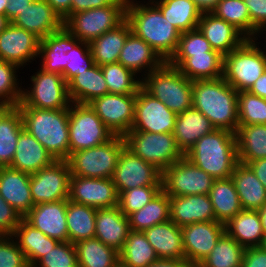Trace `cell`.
<instances>
[{"label": "cell", "instance_id": "obj_3", "mask_svg": "<svg viewBox=\"0 0 266 267\" xmlns=\"http://www.w3.org/2000/svg\"><path fill=\"white\" fill-rule=\"evenodd\" d=\"M24 129L34 136L55 160H67L69 146V108L48 110L18 107Z\"/></svg>", "mask_w": 266, "mask_h": 267}, {"label": "cell", "instance_id": "obj_28", "mask_svg": "<svg viewBox=\"0 0 266 267\" xmlns=\"http://www.w3.org/2000/svg\"><path fill=\"white\" fill-rule=\"evenodd\" d=\"M159 259L185 260L181 227L168 220L144 231Z\"/></svg>", "mask_w": 266, "mask_h": 267}, {"label": "cell", "instance_id": "obj_17", "mask_svg": "<svg viewBox=\"0 0 266 267\" xmlns=\"http://www.w3.org/2000/svg\"><path fill=\"white\" fill-rule=\"evenodd\" d=\"M69 200L96 209L118 206L112 178L70 177Z\"/></svg>", "mask_w": 266, "mask_h": 267}, {"label": "cell", "instance_id": "obj_51", "mask_svg": "<svg viewBox=\"0 0 266 267\" xmlns=\"http://www.w3.org/2000/svg\"><path fill=\"white\" fill-rule=\"evenodd\" d=\"M32 267H79L75 244L59 242Z\"/></svg>", "mask_w": 266, "mask_h": 267}, {"label": "cell", "instance_id": "obj_6", "mask_svg": "<svg viewBox=\"0 0 266 267\" xmlns=\"http://www.w3.org/2000/svg\"><path fill=\"white\" fill-rule=\"evenodd\" d=\"M260 42L246 39L223 56V78L237 91H248L266 70V53Z\"/></svg>", "mask_w": 266, "mask_h": 267}, {"label": "cell", "instance_id": "obj_58", "mask_svg": "<svg viewBox=\"0 0 266 267\" xmlns=\"http://www.w3.org/2000/svg\"><path fill=\"white\" fill-rule=\"evenodd\" d=\"M115 0H72L71 15L93 8L111 5Z\"/></svg>", "mask_w": 266, "mask_h": 267}, {"label": "cell", "instance_id": "obj_47", "mask_svg": "<svg viewBox=\"0 0 266 267\" xmlns=\"http://www.w3.org/2000/svg\"><path fill=\"white\" fill-rule=\"evenodd\" d=\"M101 69L110 94H136L141 87L140 76L121 63L104 64Z\"/></svg>", "mask_w": 266, "mask_h": 267}, {"label": "cell", "instance_id": "obj_44", "mask_svg": "<svg viewBox=\"0 0 266 267\" xmlns=\"http://www.w3.org/2000/svg\"><path fill=\"white\" fill-rule=\"evenodd\" d=\"M119 258L120 267H147L159 259L144 232L133 230L129 231Z\"/></svg>", "mask_w": 266, "mask_h": 267}, {"label": "cell", "instance_id": "obj_46", "mask_svg": "<svg viewBox=\"0 0 266 267\" xmlns=\"http://www.w3.org/2000/svg\"><path fill=\"white\" fill-rule=\"evenodd\" d=\"M239 30L247 39H255L258 30L252 25L243 0H220L211 12Z\"/></svg>", "mask_w": 266, "mask_h": 267}, {"label": "cell", "instance_id": "obj_43", "mask_svg": "<svg viewBox=\"0 0 266 267\" xmlns=\"http://www.w3.org/2000/svg\"><path fill=\"white\" fill-rule=\"evenodd\" d=\"M128 218L130 230L140 232L170 220L169 196L161 189L149 203L130 214Z\"/></svg>", "mask_w": 266, "mask_h": 267}, {"label": "cell", "instance_id": "obj_9", "mask_svg": "<svg viewBox=\"0 0 266 267\" xmlns=\"http://www.w3.org/2000/svg\"><path fill=\"white\" fill-rule=\"evenodd\" d=\"M126 147L161 172L185 155L173 133L129 131L124 136Z\"/></svg>", "mask_w": 266, "mask_h": 267}, {"label": "cell", "instance_id": "obj_22", "mask_svg": "<svg viewBox=\"0 0 266 267\" xmlns=\"http://www.w3.org/2000/svg\"><path fill=\"white\" fill-rule=\"evenodd\" d=\"M80 41L64 26L40 41L38 58L41 59V69L45 72L61 74L67 62V52L71 51Z\"/></svg>", "mask_w": 266, "mask_h": 267}, {"label": "cell", "instance_id": "obj_42", "mask_svg": "<svg viewBox=\"0 0 266 267\" xmlns=\"http://www.w3.org/2000/svg\"><path fill=\"white\" fill-rule=\"evenodd\" d=\"M96 212V208L67 200L66 223L69 242L75 244L95 237Z\"/></svg>", "mask_w": 266, "mask_h": 267}, {"label": "cell", "instance_id": "obj_61", "mask_svg": "<svg viewBox=\"0 0 266 267\" xmlns=\"http://www.w3.org/2000/svg\"><path fill=\"white\" fill-rule=\"evenodd\" d=\"M247 165L266 189V158L251 161Z\"/></svg>", "mask_w": 266, "mask_h": 267}, {"label": "cell", "instance_id": "obj_20", "mask_svg": "<svg viewBox=\"0 0 266 267\" xmlns=\"http://www.w3.org/2000/svg\"><path fill=\"white\" fill-rule=\"evenodd\" d=\"M66 212L67 200H60L37 204L23 218L46 236L67 242L69 235Z\"/></svg>", "mask_w": 266, "mask_h": 267}, {"label": "cell", "instance_id": "obj_48", "mask_svg": "<svg viewBox=\"0 0 266 267\" xmlns=\"http://www.w3.org/2000/svg\"><path fill=\"white\" fill-rule=\"evenodd\" d=\"M239 125L266 124V99L249 91L238 92Z\"/></svg>", "mask_w": 266, "mask_h": 267}, {"label": "cell", "instance_id": "obj_1", "mask_svg": "<svg viewBox=\"0 0 266 267\" xmlns=\"http://www.w3.org/2000/svg\"><path fill=\"white\" fill-rule=\"evenodd\" d=\"M141 2H127L126 21L134 35L143 39L165 62H168L178 48L181 33L166 20L153 3Z\"/></svg>", "mask_w": 266, "mask_h": 267}, {"label": "cell", "instance_id": "obj_10", "mask_svg": "<svg viewBox=\"0 0 266 267\" xmlns=\"http://www.w3.org/2000/svg\"><path fill=\"white\" fill-rule=\"evenodd\" d=\"M30 77L32 85L27 89L23 88L17 107L48 110L70 107L72 102L68 94V85L61 74L45 72L39 68Z\"/></svg>", "mask_w": 266, "mask_h": 267}, {"label": "cell", "instance_id": "obj_4", "mask_svg": "<svg viewBox=\"0 0 266 267\" xmlns=\"http://www.w3.org/2000/svg\"><path fill=\"white\" fill-rule=\"evenodd\" d=\"M185 157L214 179L229 178L239 163L236 134L215 129L202 136Z\"/></svg>", "mask_w": 266, "mask_h": 267}, {"label": "cell", "instance_id": "obj_70", "mask_svg": "<svg viewBox=\"0 0 266 267\" xmlns=\"http://www.w3.org/2000/svg\"><path fill=\"white\" fill-rule=\"evenodd\" d=\"M262 247L266 250V236L264 237V241H263Z\"/></svg>", "mask_w": 266, "mask_h": 267}, {"label": "cell", "instance_id": "obj_55", "mask_svg": "<svg viewBox=\"0 0 266 267\" xmlns=\"http://www.w3.org/2000/svg\"><path fill=\"white\" fill-rule=\"evenodd\" d=\"M22 216L0 196V235L12 236Z\"/></svg>", "mask_w": 266, "mask_h": 267}, {"label": "cell", "instance_id": "obj_59", "mask_svg": "<svg viewBox=\"0 0 266 267\" xmlns=\"http://www.w3.org/2000/svg\"><path fill=\"white\" fill-rule=\"evenodd\" d=\"M33 1L34 0H8L9 3L6 7V18L11 22Z\"/></svg>", "mask_w": 266, "mask_h": 267}, {"label": "cell", "instance_id": "obj_34", "mask_svg": "<svg viewBox=\"0 0 266 267\" xmlns=\"http://www.w3.org/2000/svg\"><path fill=\"white\" fill-rule=\"evenodd\" d=\"M225 232L244 248L261 247L265 234L258 211L238 212L225 224Z\"/></svg>", "mask_w": 266, "mask_h": 267}, {"label": "cell", "instance_id": "obj_31", "mask_svg": "<svg viewBox=\"0 0 266 267\" xmlns=\"http://www.w3.org/2000/svg\"><path fill=\"white\" fill-rule=\"evenodd\" d=\"M215 129L204 114L191 107L177 115L173 136L185 155L202 136Z\"/></svg>", "mask_w": 266, "mask_h": 267}, {"label": "cell", "instance_id": "obj_50", "mask_svg": "<svg viewBox=\"0 0 266 267\" xmlns=\"http://www.w3.org/2000/svg\"><path fill=\"white\" fill-rule=\"evenodd\" d=\"M161 189V186H143L119 193L118 208L128 217L149 203Z\"/></svg>", "mask_w": 266, "mask_h": 267}, {"label": "cell", "instance_id": "obj_26", "mask_svg": "<svg viewBox=\"0 0 266 267\" xmlns=\"http://www.w3.org/2000/svg\"><path fill=\"white\" fill-rule=\"evenodd\" d=\"M118 63L132 70L136 75L141 73L145 76L160 68L165 61L143 39L131 32L119 54Z\"/></svg>", "mask_w": 266, "mask_h": 267}, {"label": "cell", "instance_id": "obj_23", "mask_svg": "<svg viewBox=\"0 0 266 267\" xmlns=\"http://www.w3.org/2000/svg\"><path fill=\"white\" fill-rule=\"evenodd\" d=\"M170 220L178 227L197 222L215 221L208 194L169 196Z\"/></svg>", "mask_w": 266, "mask_h": 267}, {"label": "cell", "instance_id": "obj_49", "mask_svg": "<svg viewBox=\"0 0 266 267\" xmlns=\"http://www.w3.org/2000/svg\"><path fill=\"white\" fill-rule=\"evenodd\" d=\"M20 67L0 60V100L9 107L17 106L22 97V86L19 87L18 74ZM18 70V71H17Z\"/></svg>", "mask_w": 266, "mask_h": 267}, {"label": "cell", "instance_id": "obj_29", "mask_svg": "<svg viewBox=\"0 0 266 267\" xmlns=\"http://www.w3.org/2000/svg\"><path fill=\"white\" fill-rule=\"evenodd\" d=\"M168 63L192 81L223 77V55L218 51L191 57H171Z\"/></svg>", "mask_w": 266, "mask_h": 267}, {"label": "cell", "instance_id": "obj_64", "mask_svg": "<svg viewBox=\"0 0 266 267\" xmlns=\"http://www.w3.org/2000/svg\"><path fill=\"white\" fill-rule=\"evenodd\" d=\"M201 13H211L220 0H192Z\"/></svg>", "mask_w": 266, "mask_h": 267}, {"label": "cell", "instance_id": "obj_8", "mask_svg": "<svg viewBox=\"0 0 266 267\" xmlns=\"http://www.w3.org/2000/svg\"><path fill=\"white\" fill-rule=\"evenodd\" d=\"M125 146L124 137L114 136L102 145L71 153L67 158L71 176L112 178Z\"/></svg>", "mask_w": 266, "mask_h": 267}, {"label": "cell", "instance_id": "obj_62", "mask_svg": "<svg viewBox=\"0 0 266 267\" xmlns=\"http://www.w3.org/2000/svg\"><path fill=\"white\" fill-rule=\"evenodd\" d=\"M250 93L260 96L266 99V70L265 72L254 82V84L248 90Z\"/></svg>", "mask_w": 266, "mask_h": 267}, {"label": "cell", "instance_id": "obj_37", "mask_svg": "<svg viewBox=\"0 0 266 267\" xmlns=\"http://www.w3.org/2000/svg\"><path fill=\"white\" fill-rule=\"evenodd\" d=\"M209 198L213 206L215 221L226 224L242 210L238 193L231 179H215Z\"/></svg>", "mask_w": 266, "mask_h": 267}, {"label": "cell", "instance_id": "obj_71", "mask_svg": "<svg viewBox=\"0 0 266 267\" xmlns=\"http://www.w3.org/2000/svg\"><path fill=\"white\" fill-rule=\"evenodd\" d=\"M155 1H160V0H148V3H153Z\"/></svg>", "mask_w": 266, "mask_h": 267}, {"label": "cell", "instance_id": "obj_38", "mask_svg": "<svg viewBox=\"0 0 266 267\" xmlns=\"http://www.w3.org/2000/svg\"><path fill=\"white\" fill-rule=\"evenodd\" d=\"M236 139L239 163L266 158V124L238 125Z\"/></svg>", "mask_w": 266, "mask_h": 267}, {"label": "cell", "instance_id": "obj_5", "mask_svg": "<svg viewBox=\"0 0 266 267\" xmlns=\"http://www.w3.org/2000/svg\"><path fill=\"white\" fill-rule=\"evenodd\" d=\"M141 87L176 115L193 107L192 80L168 62L145 76L141 75Z\"/></svg>", "mask_w": 266, "mask_h": 267}, {"label": "cell", "instance_id": "obj_66", "mask_svg": "<svg viewBox=\"0 0 266 267\" xmlns=\"http://www.w3.org/2000/svg\"><path fill=\"white\" fill-rule=\"evenodd\" d=\"M9 20L6 18L5 15L0 14V33L8 26Z\"/></svg>", "mask_w": 266, "mask_h": 267}, {"label": "cell", "instance_id": "obj_63", "mask_svg": "<svg viewBox=\"0 0 266 267\" xmlns=\"http://www.w3.org/2000/svg\"><path fill=\"white\" fill-rule=\"evenodd\" d=\"M147 267H192L186 260L158 259Z\"/></svg>", "mask_w": 266, "mask_h": 267}, {"label": "cell", "instance_id": "obj_36", "mask_svg": "<svg viewBox=\"0 0 266 267\" xmlns=\"http://www.w3.org/2000/svg\"><path fill=\"white\" fill-rule=\"evenodd\" d=\"M131 33L129 23L125 20L116 29L110 30L89 43L94 63H117L119 54L124 46L127 36Z\"/></svg>", "mask_w": 266, "mask_h": 267}, {"label": "cell", "instance_id": "obj_67", "mask_svg": "<svg viewBox=\"0 0 266 267\" xmlns=\"http://www.w3.org/2000/svg\"><path fill=\"white\" fill-rule=\"evenodd\" d=\"M8 0H0V14L6 16V7L8 6Z\"/></svg>", "mask_w": 266, "mask_h": 267}, {"label": "cell", "instance_id": "obj_25", "mask_svg": "<svg viewBox=\"0 0 266 267\" xmlns=\"http://www.w3.org/2000/svg\"><path fill=\"white\" fill-rule=\"evenodd\" d=\"M198 29L212 48L223 56L238 48L247 39L233 25L213 13H202Z\"/></svg>", "mask_w": 266, "mask_h": 267}, {"label": "cell", "instance_id": "obj_16", "mask_svg": "<svg viewBox=\"0 0 266 267\" xmlns=\"http://www.w3.org/2000/svg\"><path fill=\"white\" fill-rule=\"evenodd\" d=\"M177 115L140 87L136 93L135 117L130 131L173 133Z\"/></svg>", "mask_w": 266, "mask_h": 267}, {"label": "cell", "instance_id": "obj_52", "mask_svg": "<svg viewBox=\"0 0 266 267\" xmlns=\"http://www.w3.org/2000/svg\"><path fill=\"white\" fill-rule=\"evenodd\" d=\"M67 64L64 68V79L68 82L77 72L91 68L95 63L89 43L80 41L71 51L67 52Z\"/></svg>", "mask_w": 266, "mask_h": 267}, {"label": "cell", "instance_id": "obj_53", "mask_svg": "<svg viewBox=\"0 0 266 267\" xmlns=\"http://www.w3.org/2000/svg\"><path fill=\"white\" fill-rule=\"evenodd\" d=\"M216 51L201 31L195 30L181 33L178 48L172 57H191L192 55L205 54V52Z\"/></svg>", "mask_w": 266, "mask_h": 267}, {"label": "cell", "instance_id": "obj_54", "mask_svg": "<svg viewBox=\"0 0 266 267\" xmlns=\"http://www.w3.org/2000/svg\"><path fill=\"white\" fill-rule=\"evenodd\" d=\"M0 267H30L25 254L12 236L0 238Z\"/></svg>", "mask_w": 266, "mask_h": 267}, {"label": "cell", "instance_id": "obj_21", "mask_svg": "<svg viewBox=\"0 0 266 267\" xmlns=\"http://www.w3.org/2000/svg\"><path fill=\"white\" fill-rule=\"evenodd\" d=\"M11 23L40 40L63 27V20L46 0H34Z\"/></svg>", "mask_w": 266, "mask_h": 267}, {"label": "cell", "instance_id": "obj_33", "mask_svg": "<svg viewBox=\"0 0 266 267\" xmlns=\"http://www.w3.org/2000/svg\"><path fill=\"white\" fill-rule=\"evenodd\" d=\"M231 179L242 209L258 211L266 204V189L248 165L238 163Z\"/></svg>", "mask_w": 266, "mask_h": 267}, {"label": "cell", "instance_id": "obj_14", "mask_svg": "<svg viewBox=\"0 0 266 267\" xmlns=\"http://www.w3.org/2000/svg\"><path fill=\"white\" fill-rule=\"evenodd\" d=\"M114 136H124L132 128L136 94H105L89 103Z\"/></svg>", "mask_w": 266, "mask_h": 267}, {"label": "cell", "instance_id": "obj_15", "mask_svg": "<svg viewBox=\"0 0 266 267\" xmlns=\"http://www.w3.org/2000/svg\"><path fill=\"white\" fill-rule=\"evenodd\" d=\"M112 180L119 194L135 187L161 186V171L125 146Z\"/></svg>", "mask_w": 266, "mask_h": 267}, {"label": "cell", "instance_id": "obj_45", "mask_svg": "<svg viewBox=\"0 0 266 267\" xmlns=\"http://www.w3.org/2000/svg\"><path fill=\"white\" fill-rule=\"evenodd\" d=\"M245 248L224 232L215 247L198 267H239L242 266Z\"/></svg>", "mask_w": 266, "mask_h": 267}, {"label": "cell", "instance_id": "obj_7", "mask_svg": "<svg viewBox=\"0 0 266 267\" xmlns=\"http://www.w3.org/2000/svg\"><path fill=\"white\" fill-rule=\"evenodd\" d=\"M125 0L68 16L63 26L79 41L90 43L107 31L116 29L126 20Z\"/></svg>", "mask_w": 266, "mask_h": 267}, {"label": "cell", "instance_id": "obj_18", "mask_svg": "<svg viewBox=\"0 0 266 267\" xmlns=\"http://www.w3.org/2000/svg\"><path fill=\"white\" fill-rule=\"evenodd\" d=\"M181 230L185 260L198 266L225 232V225L217 221L197 222L183 226Z\"/></svg>", "mask_w": 266, "mask_h": 267}, {"label": "cell", "instance_id": "obj_2", "mask_svg": "<svg viewBox=\"0 0 266 267\" xmlns=\"http://www.w3.org/2000/svg\"><path fill=\"white\" fill-rule=\"evenodd\" d=\"M193 107L216 129L236 134L239 125L238 92L223 78L194 80Z\"/></svg>", "mask_w": 266, "mask_h": 267}, {"label": "cell", "instance_id": "obj_32", "mask_svg": "<svg viewBox=\"0 0 266 267\" xmlns=\"http://www.w3.org/2000/svg\"><path fill=\"white\" fill-rule=\"evenodd\" d=\"M68 94L71 102L89 104L94 99L109 94L101 66L94 64L91 68L77 72L68 82Z\"/></svg>", "mask_w": 266, "mask_h": 267}, {"label": "cell", "instance_id": "obj_40", "mask_svg": "<svg viewBox=\"0 0 266 267\" xmlns=\"http://www.w3.org/2000/svg\"><path fill=\"white\" fill-rule=\"evenodd\" d=\"M153 4L180 33L198 28L202 13L192 0H160Z\"/></svg>", "mask_w": 266, "mask_h": 267}, {"label": "cell", "instance_id": "obj_39", "mask_svg": "<svg viewBox=\"0 0 266 267\" xmlns=\"http://www.w3.org/2000/svg\"><path fill=\"white\" fill-rule=\"evenodd\" d=\"M24 130L17 106L8 107L0 116V167L11 165L20 133Z\"/></svg>", "mask_w": 266, "mask_h": 267}, {"label": "cell", "instance_id": "obj_24", "mask_svg": "<svg viewBox=\"0 0 266 267\" xmlns=\"http://www.w3.org/2000/svg\"><path fill=\"white\" fill-rule=\"evenodd\" d=\"M0 196L23 218L34 206L30 174L9 166L0 167Z\"/></svg>", "mask_w": 266, "mask_h": 267}, {"label": "cell", "instance_id": "obj_19", "mask_svg": "<svg viewBox=\"0 0 266 267\" xmlns=\"http://www.w3.org/2000/svg\"><path fill=\"white\" fill-rule=\"evenodd\" d=\"M40 41L34 34L10 22L0 33V60L25 67L38 59Z\"/></svg>", "mask_w": 266, "mask_h": 267}, {"label": "cell", "instance_id": "obj_65", "mask_svg": "<svg viewBox=\"0 0 266 267\" xmlns=\"http://www.w3.org/2000/svg\"><path fill=\"white\" fill-rule=\"evenodd\" d=\"M258 212L261 218L262 229L266 236V204L261 209H259Z\"/></svg>", "mask_w": 266, "mask_h": 267}, {"label": "cell", "instance_id": "obj_30", "mask_svg": "<svg viewBox=\"0 0 266 267\" xmlns=\"http://www.w3.org/2000/svg\"><path fill=\"white\" fill-rule=\"evenodd\" d=\"M54 161L45 147L24 129L17 140L15 156L9 167L33 174Z\"/></svg>", "mask_w": 266, "mask_h": 267}, {"label": "cell", "instance_id": "obj_68", "mask_svg": "<svg viewBox=\"0 0 266 267\" xmlns=\"http://www.w3.org/2000/svg\"><path fill=\"white\" fill-rule=\"evenodd\" d=\"M264 31H266V26L263 27V28H261V29L258 31L257 36H256V38H255L256 41L258 40V37H259V38L261 37V36H259V34L262 35V34H265V33H266V32H264ZM265 39H266V37H265ZM265 42H266V41H265ZM263 49H264V52L266 53V51H265V47H264V46H263Z\"/></svg>", "mask_w": 266, "mask_h": 267}, {"label": "cell", "instance_id": "obj_57", "mask_svg": "<svg viewBox=\"0 0 266 267\" xmlns=\"http://www.w3.org/2000/svg\"><path fill=\"white\" fill-rule=\"evenodd\" d=\"M242 267H266V250L262 246L245 248Z\"/></svg>", "mask_w": 266, "mask_h": 267}, {"label": "cell", "instance_id": "obj_35", "mask_svg": "<svg viewBox=\"0 0 266 267\" xmlns=\"http://www.w3.org/2000/svg\"><path fill=\"white\" fill-rule=\"evenodd\" d=\"M12 237L25 254L30 267L60 242L46 236L43 232L30 225L24 218L20 220Z\"/></svg>", "mask_w": 266, "mask_h": 267}, {"label": "cell", "instance_id": "obj_56", "mask_svg": "<svg viewBox=\"0 0 266 267\" xmlns=\"http://www.w3.org/2000/svg\"><path fill=\"white\" fill-rule=\"evenodd\" d=\"M247 6L251 23L259 31L266 26V0H243Z\"/></svg>", "mask_w": 266, "mask_h": 267}, {"label": "cell", "instance_id": "obj_41", "mask_svg": "<svg viewBox=\"0 0 266 267\" xmlns=\"http://www.w3.org/2000/svg\"><path fill=\"white\" fill-rule=\"evenodd\" d=\"M79 267H119V252L93 237L75 243Z\"/></svg>", "mask_w": 266, "mask_h": 267}, {"label": "cell", "instance_id": "obj_12", "mask_svg": "<svg viewBox=\"0 0 266 267\" xmlns=\"http://www.w3.org/2000/svg\"><path fill=\"white\" fill-rule=\"evenodd\" d=\"M214 181L185 156L161 172V188L168 196L209 194Z\"/></svg>", "mask_w": 266, "mask_h": 267}, {"label": "cell", "instance_id": "obj_69", "mask_svg": "<svg viewBox=\"0 0 266 267\" xmlns=\"http://www.w3.org/2000/svg\"><path fill=\"white\" fill-rule=\"evenodd\" d=\"M9 106L0 100V116L3 114V112L8 108Z\"/></svg>", "mask_w": 266, "mask_h": 267}, {"label": "cell", "instance_id": "obj_27", "mask_svg": "<svg viewBox=\"0 0 266 267\" xmlns=\"http://www.w3.org/2000/svg\"><path fill=\"white\" fill-rule=\"evenodd\" d=\"M130 231L129 218L118 206L97 209L95 219V237L120 252Z\"/></svg>", "mask_w": 266, "mask_h": 267}, {"label": "cell", "instance_id": "obj_60", "mask_svg": "<svg viewBox=\"0 0 266 267\" xmlns=\"http://www.w3.org/2000/svg\"><path fill=\"white\" fill-rule=\"evenodd\" d=\"M54 11L64 21L68 16L71 15V1L72 0H46Z\"/></svg>", "mask_w": 266, "mask_h": 267}, {"label": "cell", "instance_id": "obj_13", "mask_svg": "<svg viewBox=\"0 0 266 267\" xmlns=\"http://www.w3.org/2000/svg\"><path fill=\"white\" fill-rule=\"evenodd\" d=\"M70 167L67 160H55L51 165L30 174V189L34 206L69 199Z\"/></svg>", "mask_w": 266, "mask_h": 267}, {"label": "cell", "instance_id": "obj_11", "mask_svg": "<svg viewBox=\"0 0 266 267\" xmlns=\"http://www.w3.org/2000/svg\"><path fill=\"white\" fill-rule=\"evenodd\" d=\"M114 137L89 104L71 103L69 107L70 154L102 145Z\"/></svg>", "mask_w": 266, "mask_h": 267}]
</instances>
